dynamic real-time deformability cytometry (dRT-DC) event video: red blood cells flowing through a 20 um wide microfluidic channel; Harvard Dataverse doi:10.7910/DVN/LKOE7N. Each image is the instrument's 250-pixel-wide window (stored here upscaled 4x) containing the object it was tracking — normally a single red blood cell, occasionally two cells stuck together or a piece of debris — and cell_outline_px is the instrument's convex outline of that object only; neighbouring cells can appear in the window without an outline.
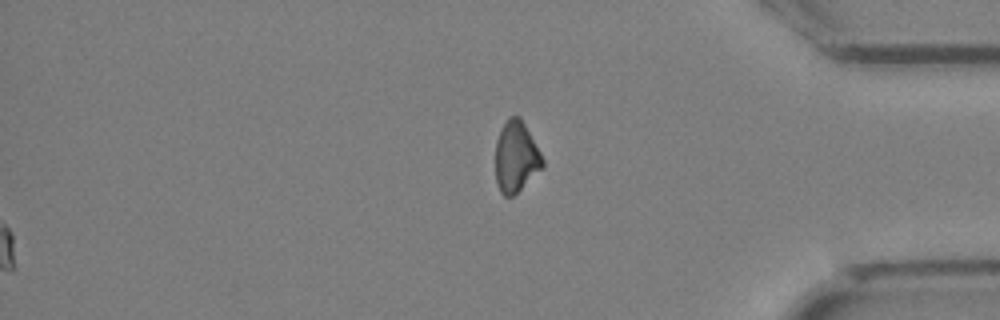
{"species": "Egyptian fruit bat (a non-hibernating species)", "species_latin": "Rousettus aegyptiacus", "temperature_condition": "cold", "stored_images_in_passage": 34, "segment_of_instrument_passage": [2, 2], "camera_frame_rate_fps": 3000, "um_per_image_px": 0.085, "animal": {"sex": "female"}, "frame": {"image": 1, "passage_image": 34, "time_ms": 11.0, "image_size_px": [1000, 320], "cell_outline_px": [[544, 164], [512, 196], [504, 196], [500, 192], [496, 180], [496, 140], [508, 116], [520, 116], [540, 152], [544, 160]], "centroid_in_image_um": [43.84, 13.3], "position_along_channel_um": 391.4, "area_um2": 18.9}}